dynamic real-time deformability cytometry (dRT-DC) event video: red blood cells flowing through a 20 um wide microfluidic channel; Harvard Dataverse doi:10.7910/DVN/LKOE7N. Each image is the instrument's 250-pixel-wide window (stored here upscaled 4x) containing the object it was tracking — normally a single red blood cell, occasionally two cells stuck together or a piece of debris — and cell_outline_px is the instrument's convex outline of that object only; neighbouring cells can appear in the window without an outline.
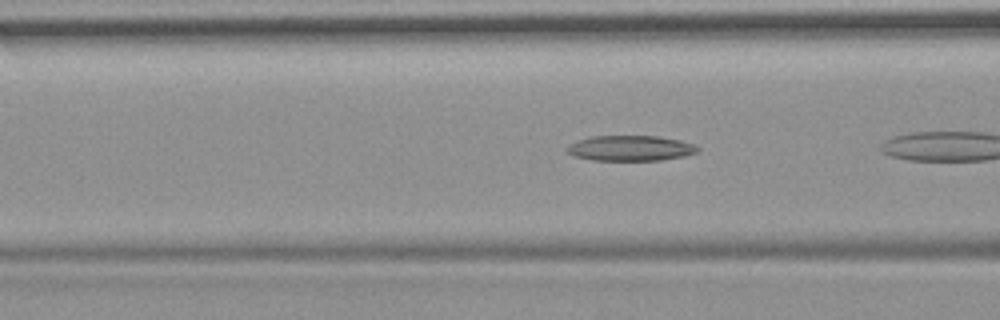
{"species": "common noctule bat (a hibernating species)", "species_latin": "Nyctalus noctula", "temperature_condition": "room temperature", "stored_images_in_passage": 7, "camera_frame_rate_fps": 3000, "um_per_image_px": 0.085, "animal": {"sex": "female", "body_mass_g": 19.9}, "frame": {"image": 1, "passage_image": 4, "time_ms": 1.0, "image_size_px": [1000, 320], "cell_outline_px": [[700, 148], [696, 152], [684, 156], [660, 160], [592, 160], [572, 156], [568, 152], [568, 148], [572, 144], [580, 140], [592, 136], [660, 136], [680, 140], [692, 144]], "centroid_in_image_um": [53.61, 12.6], "position_along_channel_um": 113.0, "area_um2": 19.07}}